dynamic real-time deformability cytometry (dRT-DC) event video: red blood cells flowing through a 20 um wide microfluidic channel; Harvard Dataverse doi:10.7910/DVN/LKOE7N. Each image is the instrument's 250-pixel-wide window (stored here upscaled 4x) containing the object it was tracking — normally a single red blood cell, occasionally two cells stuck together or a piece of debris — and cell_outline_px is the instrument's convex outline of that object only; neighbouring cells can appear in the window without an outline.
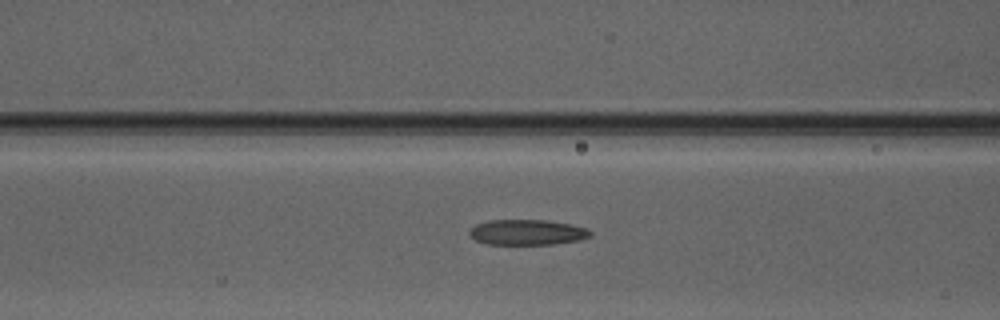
{"species": "Egyptian fruit bat (a non-hibernating species)", "species_latin": "Rousettus aegyptiacus", "temperature_condition": "warm", "stored_images_in_passage": 17, "camera_frame_rate_fps": 3000, "um_per_image_px": 0.085, "animal": {"sex": "male"}, "frame": {"image": 1, "passage_image": 5, "time_ms": 1.333, "image_size_px": [1000, 320], "cell_outline_px": [[592, 236], [580, 240], [552, 244], [488, 244], [476, 240], [468, 236], [468, 232], [476, 224], [488, 220], [544, 220], [568, 224], [584, 228], [592, 232]], "centroid_in_image_um": [44.77, 19.75], "position_along_channel_um": 121.8, "area_um2": 17.8}}
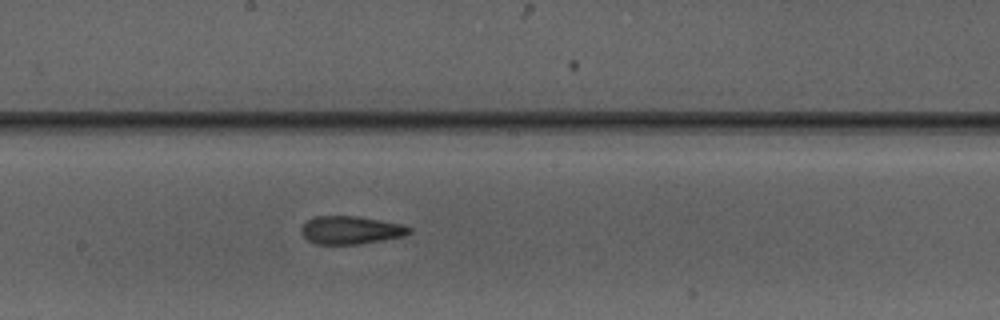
{"frame": {"image": 2, "passage_image": 12, "time_ms": 3.667, "image_size_px": [1000, 320], "cell_outline_px": [[412, 232], [404, 236], [360, 244], [316, 244], [308, 240], [300, 232], [300, 228], [308, 220], [316, 216], [356, 216], [404, 224], [412, 228]], "centroid_in_image_um": [29.84, 19.56], "position_along_channel_um": 218.4, "area_um2": 17.69}}
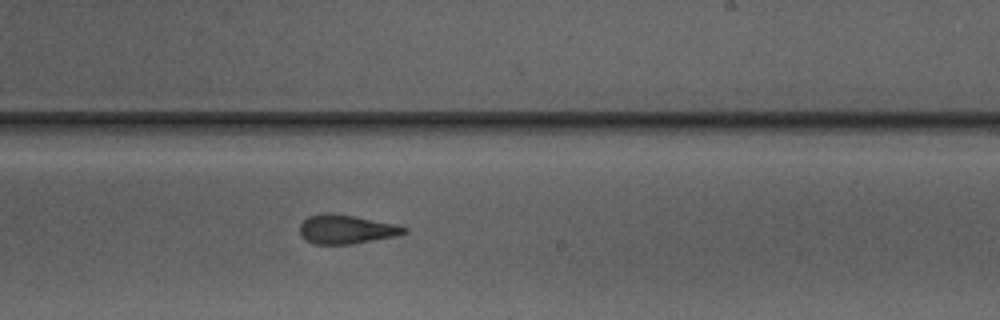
{"frame": {"image": 3, "passage_image": 15, "time_ms": 4.667, "image_size_px": [1000, 320], "cell_outline_px": [[408, 232], [396, 236], [352, 244], [316, 244], [304, 240], [300, 236], [300, 224], [308, 216], [328, 212], [356, 216], [396, 224], [408, 228]], "centroid_in_image_um": [29.43, 19.49], "position_along_channel_um": 259.6, "area_um2": 17.8}}